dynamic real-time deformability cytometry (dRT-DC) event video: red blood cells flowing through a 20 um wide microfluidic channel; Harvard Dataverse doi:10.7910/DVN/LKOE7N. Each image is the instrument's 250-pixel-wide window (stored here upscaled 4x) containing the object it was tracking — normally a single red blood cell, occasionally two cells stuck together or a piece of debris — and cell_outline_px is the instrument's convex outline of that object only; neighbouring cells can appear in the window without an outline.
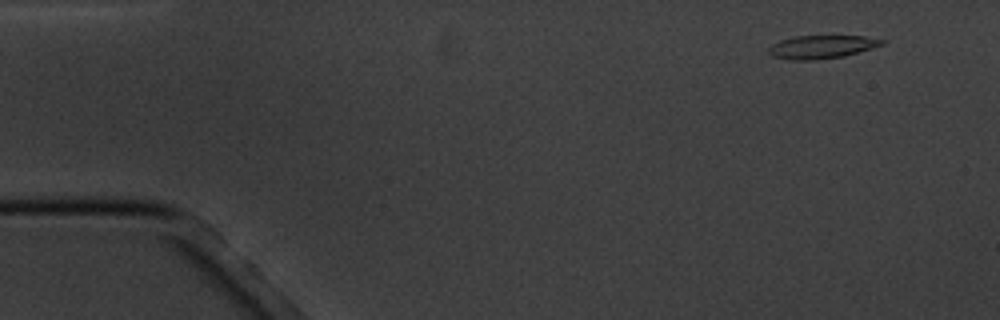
{"species": "common noctule bat (a hibernating species)", "species_latin": "Nyctalus noctula", "temperature_condition": "cold", "stored_images_in_passage": 5, "camera_frame_rate_fps": 3000, "um_per_image_px": 0.085, "animal": {"sex": "male", "body_mass_g": 20.1, "forearm_length_mm": 53.5}, "frame": {"image": 1, "passage_image": 1, "time_ms": 0.0, "image_size_px": [1000, 320], "cell_outline_px": [[888, 40], [884, 44], [872, 48], [844, 56], [812, 60], [792, 60], [772, 56], [768, 52], [768, 48], [772, 44], [780, 40], [796, 36], [864, 36]], "centroid_in_image_um": [69.85, 3.98], "position_along_channel_um": 15.1, "area_um2": 15.32}}
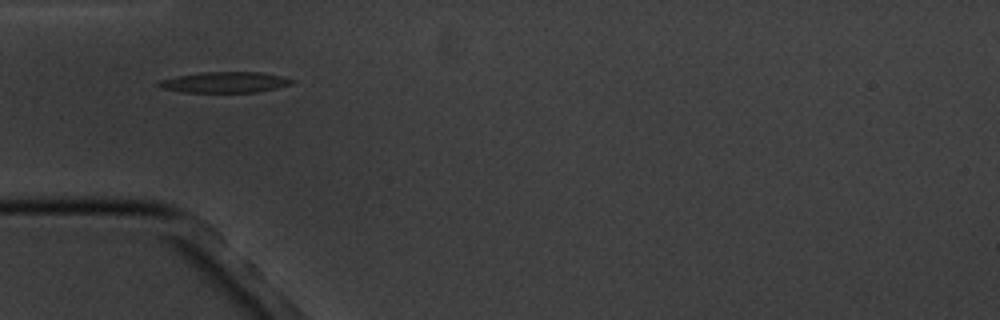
{"frame": {"image": 2, "passage_image": 4, "time_ms": 4.333, "image_size_px": [1000, 320], "cell_outline_px": [[296, 80], [292, 84], [260, 92], [184, 92], [160, 88], [156, 84], [160, 80], [176, 76], [200, 72], [264, 72]], "centroid_in_image_um": [19.11, 6.99], "position_along_channel_um": 65.9, "area_um2": 16.24}}
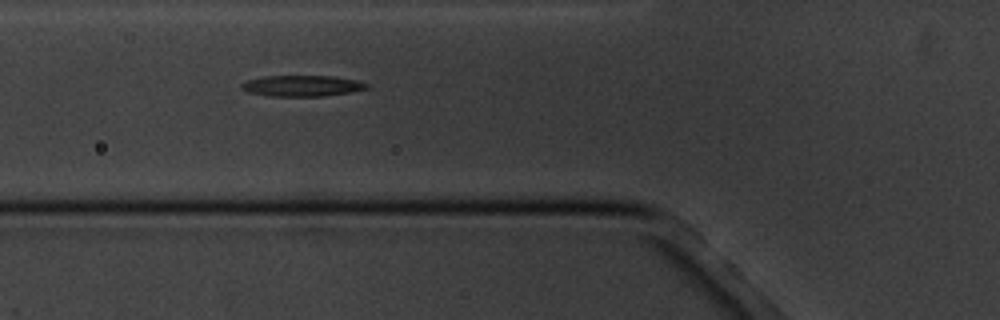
{"frame": {"image": 3, "passage_image": 5, "time_ms": 5.333, "image_size_px": [1000, 320], "cell_outline_px": [[372, 88], [324, 96], [268, 96], [248, 92], [240, 88], [240, 84], [248, 80], [264, 76], [336, 76], [356, 80], [368, 84]], "centroid_in_image_um": [25.68, 7.29], "position_along_channel_um": 100.1, "area_um2": 15.37}}